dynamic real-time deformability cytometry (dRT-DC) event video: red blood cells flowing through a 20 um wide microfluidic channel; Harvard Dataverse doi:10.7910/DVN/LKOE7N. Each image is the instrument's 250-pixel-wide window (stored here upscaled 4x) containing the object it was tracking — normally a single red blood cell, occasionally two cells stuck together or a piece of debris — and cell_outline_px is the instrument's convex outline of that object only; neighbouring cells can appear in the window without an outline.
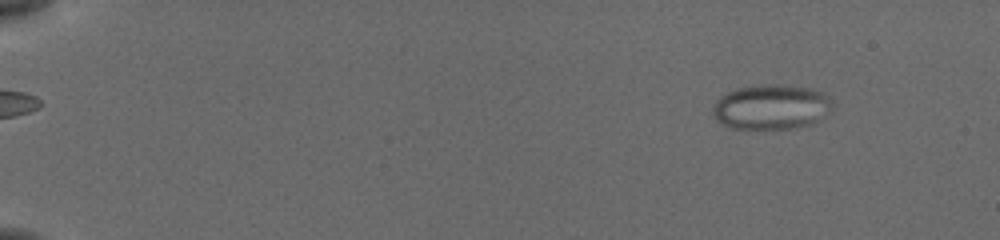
{"species": "common noctule bat (a hibernating species)", "species_latin": "Nyctalus noctula", "temperature_condition": "cold", "stored_images_in_passage": 55, "camera_frame_rate_fps": 3000, "um_per_image_px": 0.085, "animal": {"sex": "female", "body_mass_g": 19.5, "forearm_length_mm": 54.1}, "frame": {"image": 1, "passage_image": 6, "time_ms": 1.667, "image_size_px": [1000, 240], "cell_outline_px": [[832, 108], [828, 112], [816, 120], [808, 124], [788, 128], [732, 128], [716, 120], [712, 116], [712, 108], [716, 100], [720, 96], [736, 88], [760, 84], [780, 84], [812, 88], [824, 92], [832, 100]], "centroid_in_image_um": [65.52, 9.06], "position_along_channel_um": 19.5, "area_um2": 31.27}}
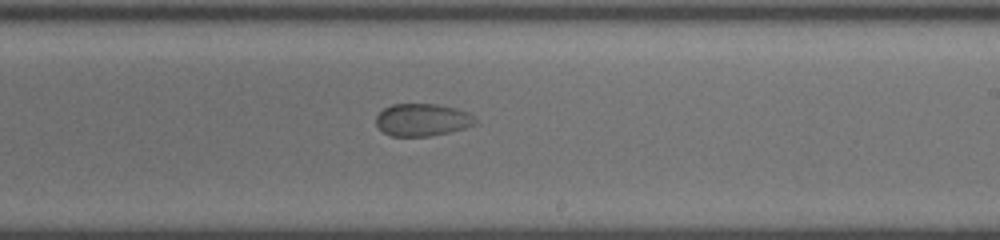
{"frame": {"image": 2, "passage_image": 35, "time_ms": 11.333, "image_size_px": [1000, 240], "cell_outline_px": [[476, 124], [464, 128], [448, 132], [428, 136], [392, 136], [384, 132], [376, 124], [376, 116], [384, 108], [392, 104], [436, 104], [456, 108], [468, 112], [476, 120]], "centroid_in_image_um": [35.89, 10.18], "position_along_channel_um": 253.1, "area_um2": 18.61}}
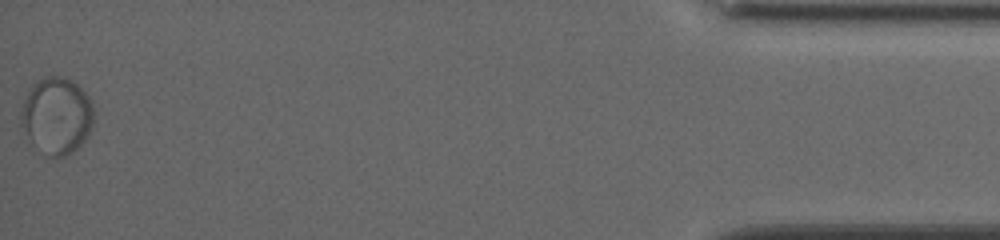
{"frame": {"image": 3, "passage_image": 55, "time_ms": 18.0, "image_size_px": [1000, 240], "cell_outline_px": [[92, 128], [88, 136], [72, 152], [64, 156], [44, 156], [28, 136], [20, 124], [20, 112], [28, 88], [36, 80], [44, 76], [60, 76], [72, 80], [92, 100]], "centroid_in_image_um": [4.79, 9.81], "position_along_channel_um": 430.4, "area_um2": 32.6}}